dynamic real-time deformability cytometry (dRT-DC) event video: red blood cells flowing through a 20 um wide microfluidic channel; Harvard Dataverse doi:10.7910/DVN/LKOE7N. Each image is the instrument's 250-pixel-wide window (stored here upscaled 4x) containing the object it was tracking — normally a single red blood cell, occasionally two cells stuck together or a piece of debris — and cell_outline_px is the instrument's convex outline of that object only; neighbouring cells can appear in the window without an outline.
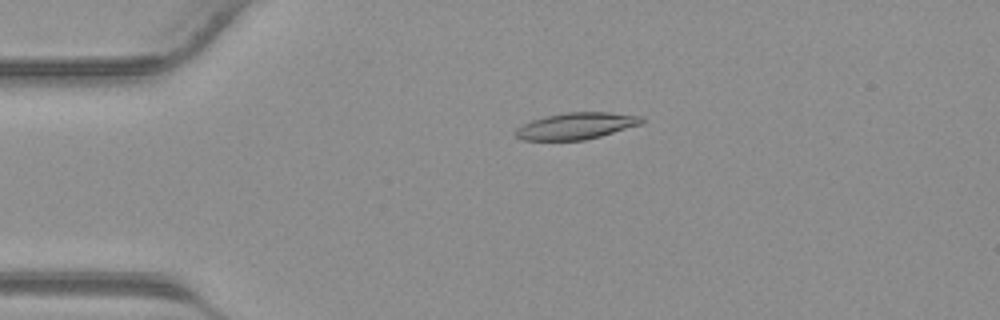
{"species": "common noctule bat (a hibernating species)", "species_latin": "Nyctalus noctula", "temperature_condition": "warm", "stored_images_in_passage": 35, "camera_frame_rate_fps": 3000, "um_per_image_px": 0.085, "animal": {"sex": "male", "body_mass_g": 23.1, "forearm_length_mm": 52.7}, "frame": {"image": 1, "passage_image": 3, "time_ms": 0.667, "image_size_px": [1000, 320], "cell_outline_px": [[644, 120], [640, 124], [600, 136], [584, 140], [520, 140], [516, 136], [516, 128], [532, 120], [548, 116], [568, 112], [608, 112], [640, 116]], "centroid_in_image_um": [48.95, 10.71], "position_along_channel_um": 36.0, "area_um2": 19.19}}
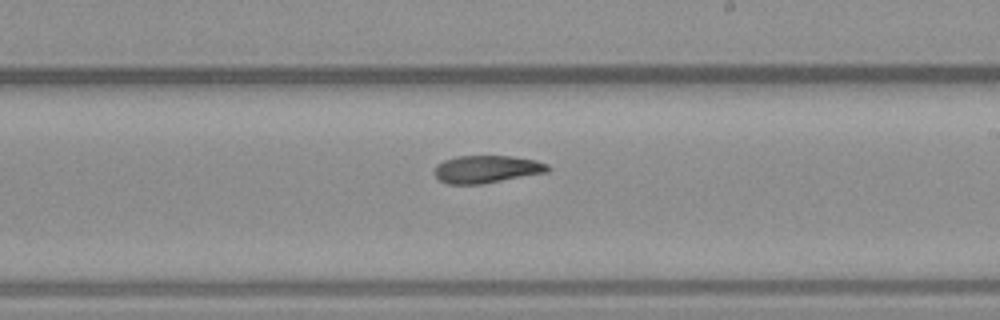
{"frame": {"image": 2, "passage_image": 18, "time_ms": 5.667, "image_size_px": [1000, 320], "cell_outline_px": [[552, 168], [548, 172], [480, 184], [448, 184], [440, 180], [436, 176], [436, 164], [444, 160], [456, 156], [512, 156], [536, 160], [548, 164]], "centroid_in_image_um": [41.4, 14.37], "position_along_channel_um": 247.6, "area_um2": 18.15}}
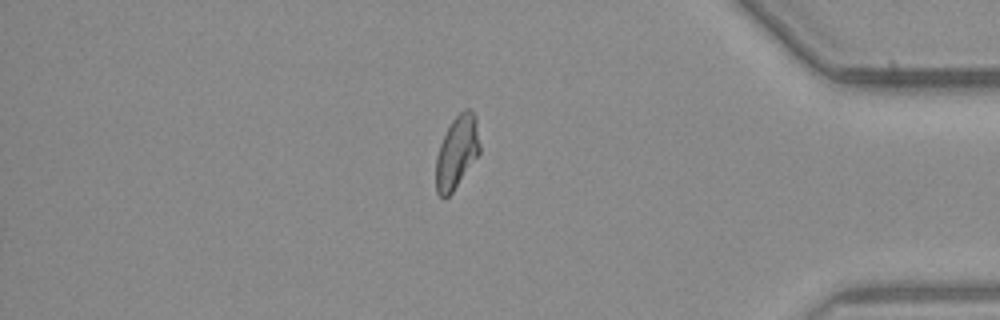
{"frame": {"image": 3, "passage_image": 29, "time_ms": 9.333, "image_size_px": [1000, 320], "cell_outline_px": [[480, 152], [452, 192], [444, 200], [436, 192], [436, 156], [440, 144], [452, 120], [464, 108], [468, 108], [476, 116], [480, 144]], "centroid_in_image_um": [38.83, 12.92], "position_along_channel_um": 396.4, "area_um2": 18.44}}